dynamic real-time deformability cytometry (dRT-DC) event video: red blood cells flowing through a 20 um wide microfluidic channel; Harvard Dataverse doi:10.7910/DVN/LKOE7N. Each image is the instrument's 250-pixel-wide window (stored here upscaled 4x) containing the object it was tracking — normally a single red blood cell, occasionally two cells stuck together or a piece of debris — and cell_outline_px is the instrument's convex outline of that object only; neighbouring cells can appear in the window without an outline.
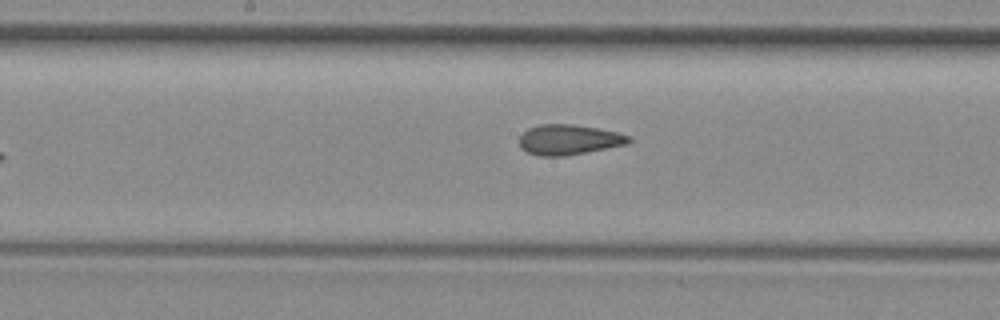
{"species": "common noctule bat (a hibernating species)", "species_latin": "Nyctalus noctula", "temperature_condition": "room temperature", "stored_images_in_passage": 9, "camera_frame_rate_fps": 3000, "um_per_image_px": 0.085, "animal": {"sex": "female", "body_mass_g": 29.2, "forearm_length_mm": 56.3}, "frame": {"image": 1, "passage_image": 9, "time_ms": 9.333, "image_size_px": [1000, 320], "cell_outline_px": [[632, 140], [628, 144], [564, 156], [540, 156], [528, 152], [520, 148], [520, 136], [528, 128], [540, 124], [572, 124], [596, 128], [616, 132], [632, 136]], "centroid_in_image_um": [48.36, 11.87], "position_along_channel_um": 199.8, "area_um2": 19.19}}